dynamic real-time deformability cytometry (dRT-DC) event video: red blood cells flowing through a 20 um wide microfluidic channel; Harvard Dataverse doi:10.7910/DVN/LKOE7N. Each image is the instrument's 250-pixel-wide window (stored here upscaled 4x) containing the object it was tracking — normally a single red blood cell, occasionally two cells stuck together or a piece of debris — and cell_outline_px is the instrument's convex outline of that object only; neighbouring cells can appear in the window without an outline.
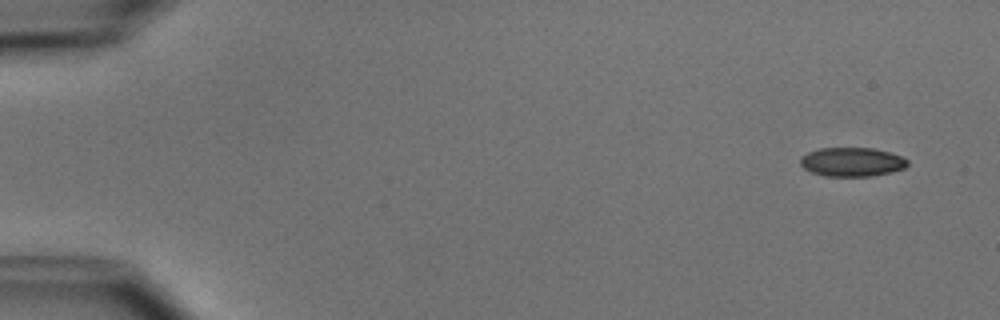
{"species": "common noctule bat (a hibernating species)", "species_latin": "Nyctalus noctula", "temperature_condition": "cold", "stored_images_in_passage": 6, "camera_frame_rate_fps": 3000, "um_per_image_px": 0.085, "animal": {"sex": "male", "body_mass_g": 15.6}, "frame": {"image": 1, "passage_image": 1, "time_ms": 0.0, "image_size_px": [1000, 320], "cell_outline_px": [[908, 164], [904, 168], [892, 172], [872, 176], [824, 176], [812, 172], [804, 168], [800, 164], [800, 156], [808, 152], [820, 148], [872, 148], [888, 152], [900, 156], [908, 160]], "centroid_in_image_um": [72.39, 13.77], "position_along_channel_um": 12.6, "area_um2": 18.09}}
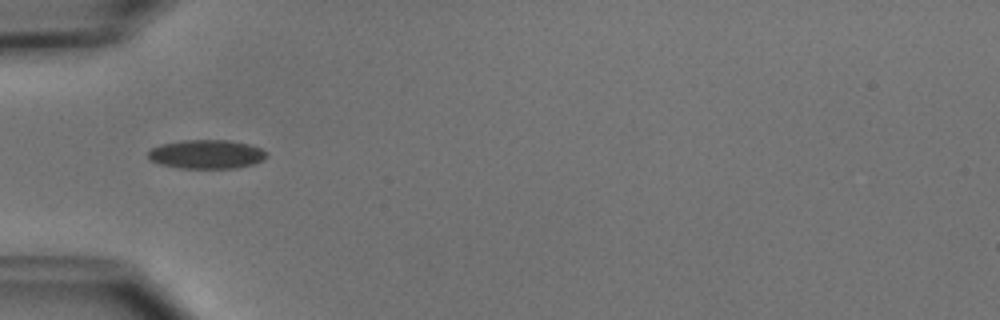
{"frame": {"image": 2, "passage_image": 5, "time_ms": 4.667, "image_size_px": [1000, 320], "cell_outline_px": [[268, 156], [264, 160], [252, 164], [236, 168], [180, 168], [160, 164], [148, 160], [148, 152], [152, 148], [160, 144], [184, 140], [228, 140], [248, 144], [260, 148], [268, 152]], "centroid_in_image_um": [17.56, 13.11], "position_along_channel_um": 67.4, "area_um2": 20.06}}